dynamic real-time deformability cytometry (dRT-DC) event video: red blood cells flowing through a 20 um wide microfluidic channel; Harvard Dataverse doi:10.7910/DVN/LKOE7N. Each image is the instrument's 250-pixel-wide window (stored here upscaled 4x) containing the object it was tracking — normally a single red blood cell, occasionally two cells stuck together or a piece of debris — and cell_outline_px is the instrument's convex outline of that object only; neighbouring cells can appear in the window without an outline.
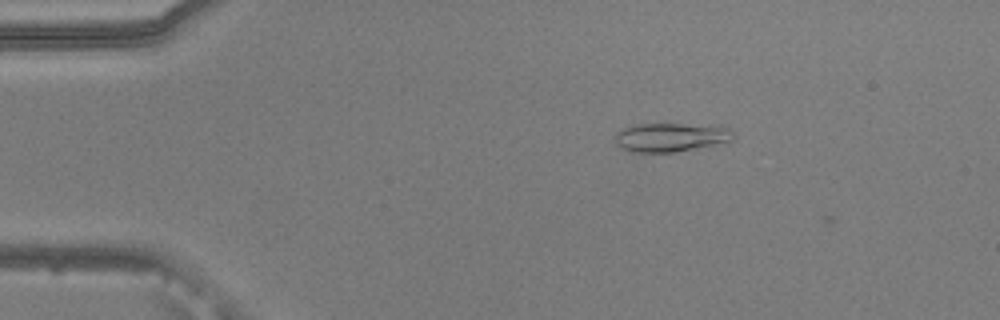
{"species": "common noctule bat (a hibernating species)", "species_latin": "Nyctalus noctula", "temperature_condition": "warm", "stored_images_in_passage": 4, "camera_frame_rate_fps": 3000, "um_per_image_px": 0.085, "animal": {"sex": "male", "body_mass_g": 20.5, "forearm_length_mm": 52.5}, "frame": {"image": 1, "passage_image": 3, "time_ms": 0.667, "image_size_px": [1000, 320], "cell_outline_px": [[736, 136], [732, 140], [676, 152], [632, 152], [616, 144], [612, 136], [616, 132], [624, 128], [636, 124], [720, 124], [736, 132]], "centroid_in_image_um": [57.05, 11.64], "position_along_channel_um": 27.9, "area_um2": 20.17}}